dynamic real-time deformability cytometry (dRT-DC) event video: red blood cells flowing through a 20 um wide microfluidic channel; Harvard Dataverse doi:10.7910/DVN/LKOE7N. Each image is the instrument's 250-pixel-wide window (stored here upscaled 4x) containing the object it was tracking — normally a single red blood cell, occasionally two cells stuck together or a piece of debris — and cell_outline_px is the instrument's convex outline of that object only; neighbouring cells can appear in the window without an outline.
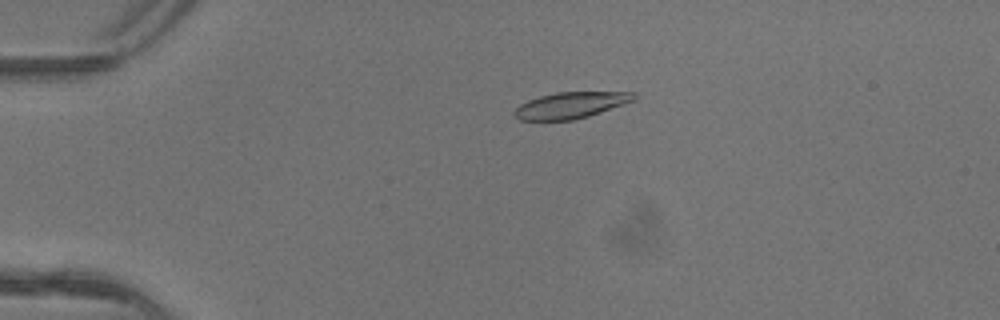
{"species": "common noctule bat (a hibernating species)", "species_latin": "Nyctalus noctula", "temperature_condition": "warm", "stored_images_in_passage": 3, "camera_frame_rate_fps": 3000, "um_per_image_px": 0.085, "animal": {"sex": "female"}, "frame": {"image": 1, "passage_image": 2, "time_ms": 0.333, "image_size_px": [1000, 320], "cell_outline_px": [[636, 100], [588, 116], [572, 120], [520, 120], [512, 112], [520, 104], [528, 100], [540, 96], [556, 92], [636, 92]], "centroid_in_image_um": [48.52, 8.94], "position_along_channel_um": 36.5, "area_um2": 18.21}}